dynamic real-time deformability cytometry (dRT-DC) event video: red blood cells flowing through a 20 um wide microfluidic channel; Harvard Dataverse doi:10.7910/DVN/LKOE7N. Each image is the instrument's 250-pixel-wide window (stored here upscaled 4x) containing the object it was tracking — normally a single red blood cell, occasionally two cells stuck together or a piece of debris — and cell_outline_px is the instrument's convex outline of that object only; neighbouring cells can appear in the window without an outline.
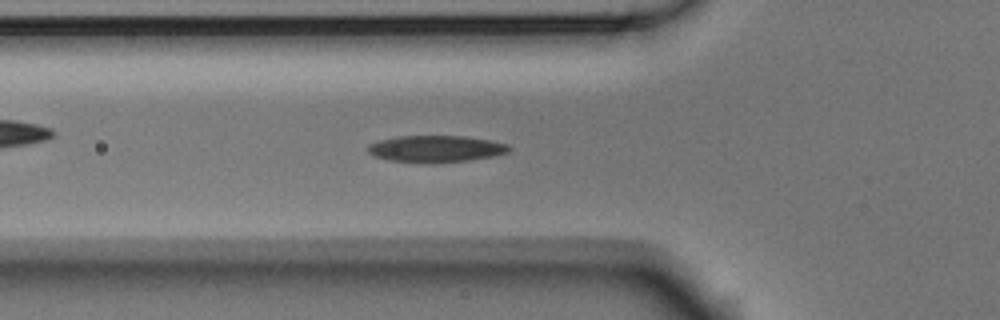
{"species": "Egyptian fruit bat (a non-hibernating species)", "species_latin": "Rousettus aegyptiacus", "temperature_condition": "room temperature", "stored_images_in_passage": 54, "camera_frame_rate_fps": 3000, "um_per_image_px": 0.085, "animal": {"sex": "male"}, "frame": {"image": 1, "passage_image": 18, "time_ms": 5.667, "image_size_px": [1000, 320], "cell_outline_px": [[512, 148], [508, 152], [496, 156], [468, 160], [388, 160], [376, 156], [368, 152], [368, 144], [380, 140], [396, 136], [464, 136], [488, 140], [508, 144]], "centroid_in_image_um": [37.09, 12.6], "position_along_channel_um": 88.7, "area_um2": 20.98}}
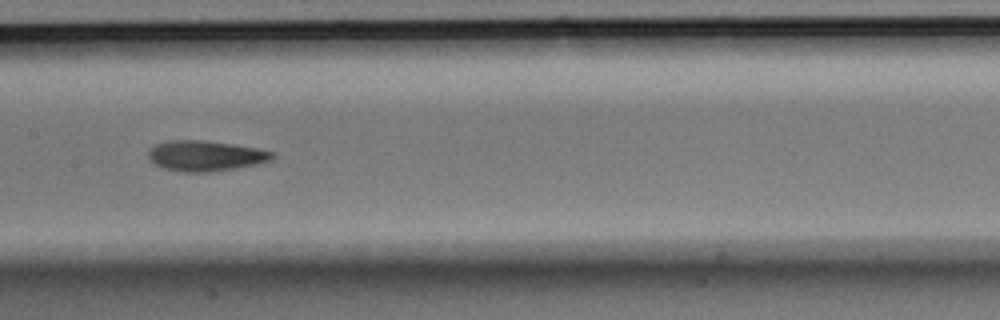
{"frame": {"image": 2, "passage_image": 26, "time_ms": 8.333, "image_size_px": [1000, 320], "cell_outline_px": [[276, 156], [272, 160], [256, 164], [236, 168], [212, 172], [180, 172], [164, 168], [152, 164], [148, 160], [148, 148], [156, 144], [168, 140], [204, 140], [232, 144], [256, 148], [272, 152]], "centroid_in_image_um": [17.41, 13.25], "position_along_channel_um": 190.0, "area_um2": 22.25}}
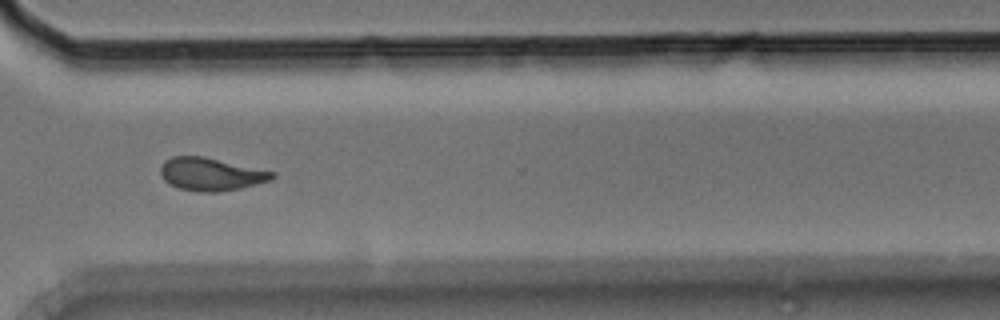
{"frame": {"image": 3, "passage_image": 39, "time_ms": 12.667, "image_size_px": [1000, 320], "cell_outline_px": [[276, 176], [272, 180], [240, 188], [216, 192], [200, 192], [180, 188], [164, 180], [160, 172], [160, 168], [164, 160], [172, 156], [204, 156], [276, 172]], "centroid_in_image_um": [17.95, 14.79], "position_along_channel_um": 352.7, "area_um2": 21.39}, "authors_computed_cell_mechanics": {"area_um2": 21.0103, "velocity_mm_per_s": 3.7653, "shape_relaxation_time_tau1_ms": 3.7402, "shape_relaxation_time_tau2_ms": 3.0654, "deformation_change_tau1": 0.1619, "deformation_change_tau2": 0.1025}}